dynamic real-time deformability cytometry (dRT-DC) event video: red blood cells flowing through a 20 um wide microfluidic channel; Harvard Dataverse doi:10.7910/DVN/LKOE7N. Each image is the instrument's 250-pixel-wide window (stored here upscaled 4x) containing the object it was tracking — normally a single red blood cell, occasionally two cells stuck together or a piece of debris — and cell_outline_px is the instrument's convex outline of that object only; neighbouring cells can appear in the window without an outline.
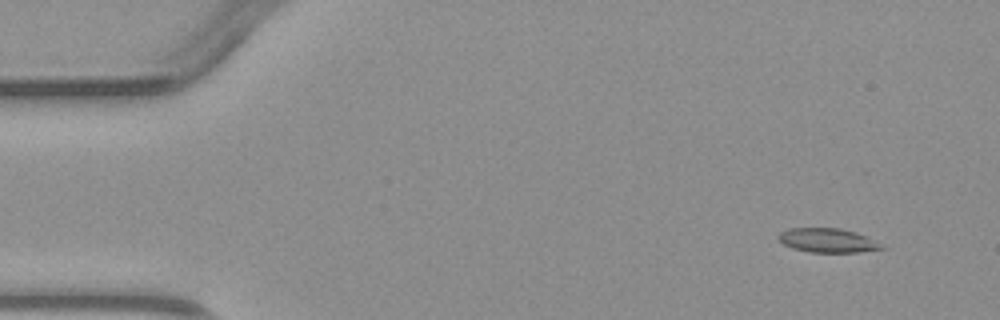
{"species": "common noctule bat (a hibernating species)", "species_latin": "Nyctalus noctula", "temperature_condition": "warm", "stored_images_in_passage": 4, "camera_frame_rate_fps": 3000, "um_per_image_px": 0.085, "animal": {"sex": "male", "body_mass_g": 23.1, "forearm_length_mm": 52.7}, "frame": {"image": 1, "passage_image": 1, "time_ms": 0.0, "image_size_px": [1000, 320], "cell_outline_px": [[888, 248], [856, 252], [808, 252], [792, 248], [784, 244], [776, 236], [780, 232], [788, 228], [840, 228], [856, 232]], "centroid_in_image_um": [70.3, 20.43], "position_along_channel_um": 14.7, "area_um2": 14.39}}
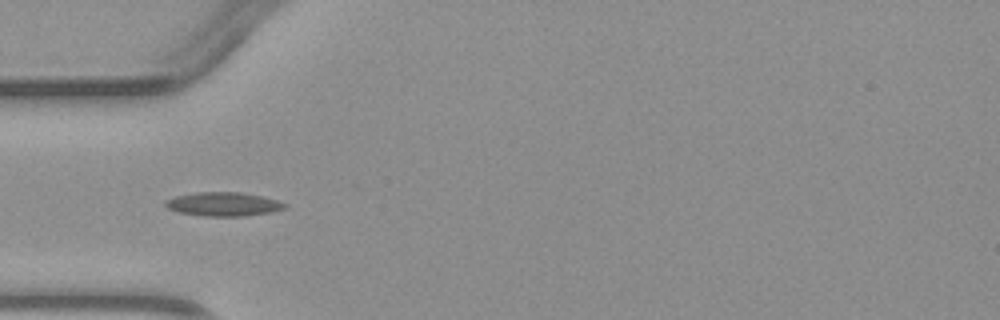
{"frame": {"image": 2, "passage_image": 4, "time_ms": 3.667, "image_size_px": [1000, 320], "cell_outline_px": [[288, 204], [284, 208], [268, 212], [244, 216], [204, 216], [176, 212], [168, 208], [164, 204], [164, 200], [176, 196], [196, 192], [240, 192], [264, 196]], "centroid_in_image_um": [18.94, 17.34], "position_along_channel_um": 66.1, "area_um2": 16.59}}